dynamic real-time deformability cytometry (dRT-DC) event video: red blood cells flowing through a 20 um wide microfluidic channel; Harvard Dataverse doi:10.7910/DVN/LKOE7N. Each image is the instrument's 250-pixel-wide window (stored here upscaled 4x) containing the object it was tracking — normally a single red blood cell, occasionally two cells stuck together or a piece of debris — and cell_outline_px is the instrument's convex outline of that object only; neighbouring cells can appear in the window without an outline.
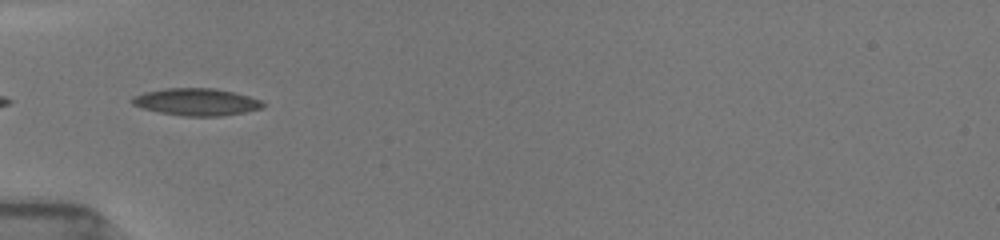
{"species": "common noctule bat (a hibernating species)", "species_latin": "Nyctalus noctula", "temperature_condition": "room temperature", "stored_images_in_passage": 10, "camera_frame_rate_fps": 3000, "um_per_image_px": 0.085, "animal": {"sex": "female", "body_mass_g": 19.5, "forearm_length_mm": 54.1}, "frame": {"image": 1, "passage_image": 1, "time_ms": 0.0, "image_size_px": [1000, 240], "cell_outline_px": [[264, 108], [244, 112], [220, 116], [184, 116], [160, 112], [144, 108], [132, 104], [128, 100], [132, 96], [144, 92], [164, 88], [216, 88], [248, 96], [260, 100], [264, 104]], "centroid_in_image_um": [16.66, 8.66], "position_along_channel_um": 68.3, "area_um2": 20.69}}
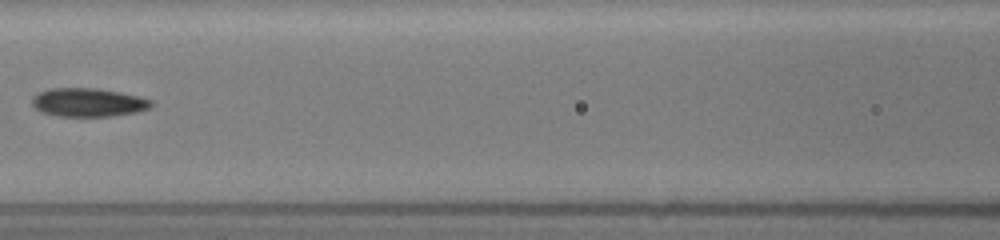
{"frame": {"image": 2, "passage_image": 6, "time_ms": 2.333, "image_size_px": [1000, 240], "cell_outline_px": [[152, 104], [148, 108], [136, 112], [112, 116], [56, 116], [40, 112], [32, 104], [32, 96], [48, 88], [96, 88], [120, 92], [140, 96], [152, 100]], "centroid_in_image_um": [7.47, 8.7], "position_along_channel_um": 159.1, "area_um2": 19.88}}
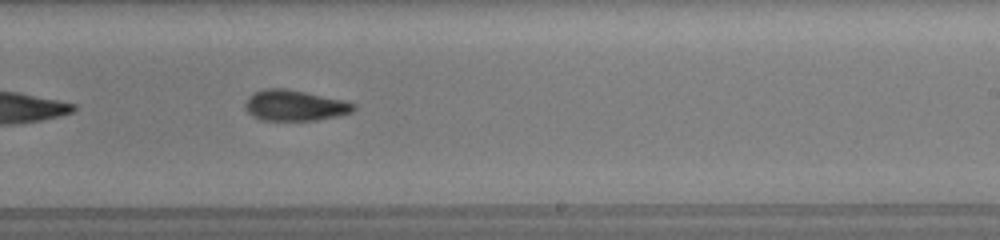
{"frame": {"image": 3, "passage_image": 9, "time_ms": 5.0, "image_size_px": [1000, 240], "cell_outline_px": [[356, 108], [352, 112], [336, 116], [316, 120], [260, 120], [252, 116], [244, 108], [244, 104], [248, 96], [252, 92], [264, 88], [284, 88], [344, 100], [356, 104]], "centroid_in_image_um": [25.0, 8.96], "position_along_channel_um": 264.0, "area_um2": 19.54}}